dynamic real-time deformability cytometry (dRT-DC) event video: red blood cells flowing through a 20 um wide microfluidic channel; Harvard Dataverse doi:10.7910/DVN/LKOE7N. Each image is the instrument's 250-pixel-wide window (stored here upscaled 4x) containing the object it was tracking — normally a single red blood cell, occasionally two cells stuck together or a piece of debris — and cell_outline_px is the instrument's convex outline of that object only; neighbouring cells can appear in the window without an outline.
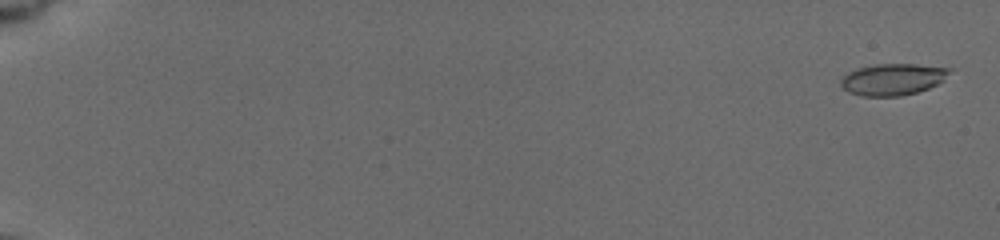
{"species": "common noctule bat (a hibernating species)", "species_latin": "Nyctalus noctula", "temperature_condition": "cold", "stored_images_in_passage": 58, "camera_frame_rate_fps": 3000, "um_per_image_px": 0.085, "animal": {"sex": "female", "body_mass_g": 19.5, "forearm_length_mm": 54.1}, "frame": {"image": 1, "passage_image": 2, "time_ms": 0.333, "image_size_px": [1000, 240], "cell_outline_px": [[952, 68], [944, 80], [928, 88], [916, 92], [900, 96], [860, 96], [848, 92], [840, 84], [840, 80], [848, 72], [860, 68], [876, 64], [916, 64]], "centroid_in_image_um": [75.88, 6.74], "position_along_channel_um": 9.1, "area_um2": 19.88}}
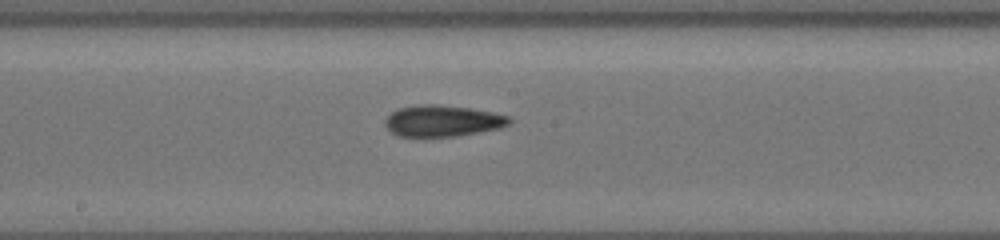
{"frame": {"image": 2, "passage_image": 34, "time_ms": 11.0, "image_size_px": [1000, 240], "cell_outline_px": [[512, 120], [508, 124], [500, 128], [480, 132], [456, 136], [400, 136], [392, 132], [384, 124], [384, 120], [392, 112], [400, 108], [416, 104], [436, 104], [468, 108], [492, 112], [508, 116]], "centroid_in_image_um": [37.61, 10.27], "position_along_channel_um": 210.6, "area_um2": 22.48}}
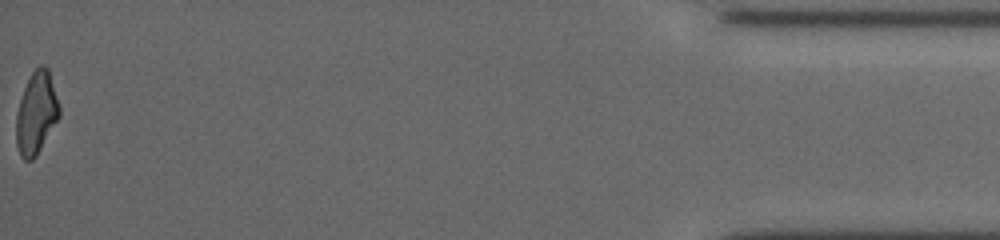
{"frame": {"image": 3, "passage_image": 58, "time_ms": 19.0, "image_size_px": [1000, 240], "cell_outline_px": [[60, 116], [36, 156], [32, 160], [24, 160], [20, 156], [16, 144], [16, 116], [20, 100], [24, 88], [32, 72], [40, 64], [44, 64], [48, 68], [60, 108]], "centroid_in_image_um": [3.08, 9.62], "position_along_channel_um": 432.1, "area_um2": 20.52}, "authors_computed_cell_mechanics": {"area_um2": 21.2704, "velocity_mm_per_s": 3.7664, "shape_relaxation_time_tau1_ms": null, "shape_relaxation_time_tau2_ms": 5.341, "deformation_change_tau1": null, "deformation_change_tau2": 0.1435}}